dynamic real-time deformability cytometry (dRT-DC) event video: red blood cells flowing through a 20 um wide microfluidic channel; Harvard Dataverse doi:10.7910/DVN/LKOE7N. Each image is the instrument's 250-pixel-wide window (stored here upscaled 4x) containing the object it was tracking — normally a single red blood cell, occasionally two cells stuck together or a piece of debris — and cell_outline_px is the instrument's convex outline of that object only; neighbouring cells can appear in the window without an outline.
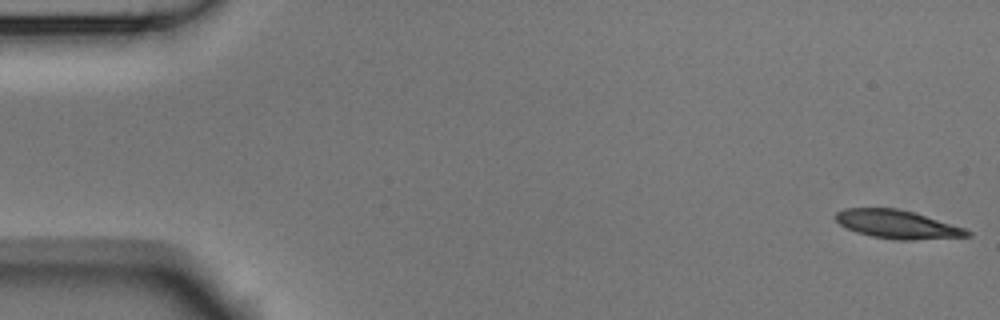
{"species": "Egyptian fruit bat (a non-hibernating species)", "species_latin": "Rousettus aegyptiacus", "temperature_condition": "room temperature", "stored_images_in_passage": 5, "camera_frame_rate_fps": 3000, "um_per_image_px": 0.085, "animal": {"sex": "male"}, "frame": {"image": 1, "passage_image": 1, "time_ms": 0.0, "image_size_px": [1000, 320], "cell_outline_px": [[972, 236], [912, 240], [900, 240], [872, 236], [856, 232], [840, 224], [836, 220], [836, 212], [844, 208], [896, 208], [912, 212], [964, 228], [972, 232]], "centroid_in_image_um": [76.27, 19.07], "position_along_channel_um": 8.7, "area_um2": 21.44}}
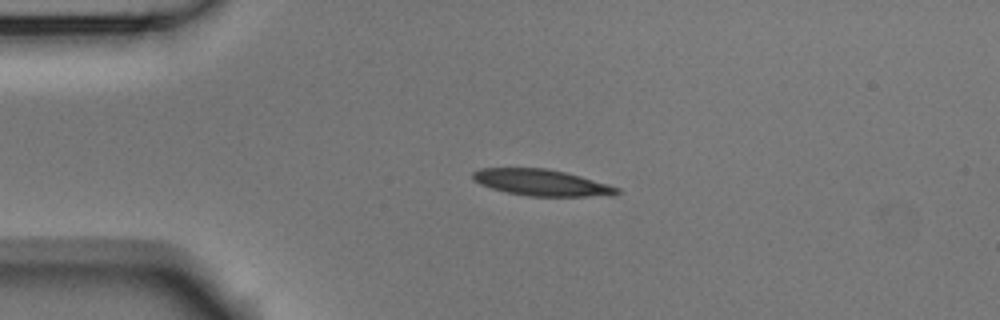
{"frame": {"image": 2, "passage_image": 4, "time_ms": 1.0, "image_size_px": [1000, 320], "cell_outline_px": [[620, 192], [612, 196], [528, 196], [508, 192], [492, 188], [480, 184], [472, 180], [472, 172], [480, 168], [548, 168], [580, 176], [608, 184], [620, 188]], "centroid_in_image_um": [46.04, 15.52], "position_along_channel_um": 39.0, "area_um2": 22.14}}